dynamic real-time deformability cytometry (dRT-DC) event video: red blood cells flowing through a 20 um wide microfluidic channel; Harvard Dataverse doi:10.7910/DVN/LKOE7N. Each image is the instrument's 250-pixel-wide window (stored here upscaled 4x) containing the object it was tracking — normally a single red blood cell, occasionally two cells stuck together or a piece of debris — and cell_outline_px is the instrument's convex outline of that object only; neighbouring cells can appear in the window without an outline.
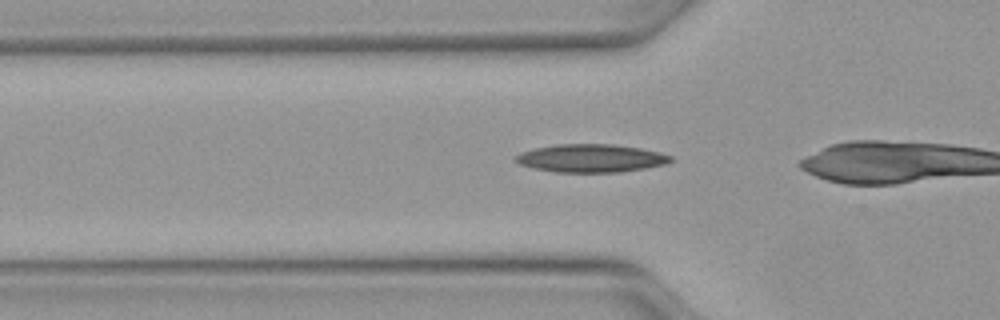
{"species": "Egyptian fruit bat (a non-hibernating species)", "species_latin": "Rousettus aegyptiacus", "temperature_condition": "warm", "stored_images_in_passage": 14, "camera_frame_rate_fps": 3000, "um_per_image_px": 0.085, "animal": {"sex": "female"}, "frame": {"image": 1, "passage_image": 12, "time_ms": 3.667, "image_size_px": [1000, 320], "cell_outline_px": [[672, 160], [664, 164], [644, 168], [620, 172], [556, 172], [532, 168], [520, 164], [516, 160], [516, 156], [520, 152], [536, 148], [556, 144], [612, 144], [640, 148], [660, 152], [672, 156]], "centroid_in_image_um": [50.23, 13.45], "position_along_channel_um": 75.6, "area_um2": 25.2}}